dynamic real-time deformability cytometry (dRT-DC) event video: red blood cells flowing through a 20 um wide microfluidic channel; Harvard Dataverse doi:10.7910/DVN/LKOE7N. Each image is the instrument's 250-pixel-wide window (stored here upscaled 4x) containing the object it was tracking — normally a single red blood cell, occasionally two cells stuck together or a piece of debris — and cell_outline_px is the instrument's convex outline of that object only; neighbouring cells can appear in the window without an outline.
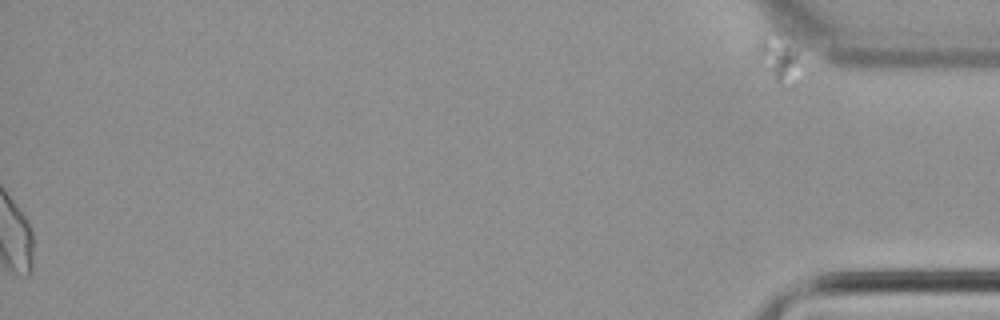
{"species": "common noctule bat (a hibernating species)", "species_latin": "Nyctalus noctula", "temperature_condition": "cold", "stored_images_in_passage": 50, "segment_of_instrument_passage": [2, 2], "camera_frame_rate_fps": 3000, "um_per_image_px": 0.085, "animal": {"sex": "female", "body_mass_g": 22.7, "forearm_length_mm": 54.2}, "frame": {"image": 1, "passage_image": 50, "time_ms": 16.333, "image_size_px": [1000, 320], "cell_outline_px": [[800, 80], [796, 88], [780, 84], [776, 80], [760, 52], [760, 44], [792, 32], [796, 52]], "centroid_in_image_um": [66.48, 5.07], "position_along_channel_um": 368.7, "area_um2": 10.46}}